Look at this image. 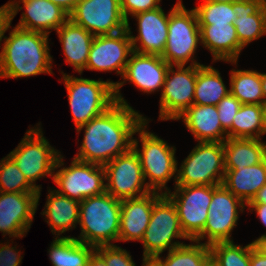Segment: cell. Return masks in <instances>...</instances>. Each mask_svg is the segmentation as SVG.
<instances>
[{"mask_svg": "<svg viewBox=\"0 0 266 266\" xmlns=\"http://www.w3.org/2000/svg\"><path fill=\"white\" fill-rule=\"evenodd\" d=\"M161 193L121 200L120 229L118 241H141L150 222L155 201Z\"/></svg>", "mask_w": 266, "mask_h": 266, "instance_id": "21", "label": "cell"}, {"mask_svg": "<svg viewBox=\"0 0 266 266\" xmlns=\"http://www.w3.org/2000/svg\"><path fill=\"white\" fill-rule=\"evenodd\" d=\"M165 193L174 203L184 234L194 240L204 229L212 199V185L175 186Z\"/></svg>", "mask_w": 266, "mask_h": 266, "instance_id": "13", "label": "cell"}, {"mask_svg": "<svg viewBox=\"0 0 266 266\" xmlns=\"http://www.w3.org/2000/svg\"><path fill=\"white\" fill-rule=\"evenodd\" d=\"M173 68L169 66L161 90L159 120H177L193 105L198 65H177L176 71Z\"/></svg>", "mask_w": 266, "mask_h": 266, "instance_id": "14", "label": "cell"}, {"mask_svg": "<svg viewBox=\"0 0 266 266\" xmlns=\"http://www.w3.org/2000/svg\"><path fill=\"white\" fill-rule=\"evenodd\" d=\"M133 52L128 30L111 35L95 36L89 51L86 69L116 71L123 76L129 55Z\"/></svg>", "mask_w": 266, "mask_h": 266, "instance_id": "17", "label": "cell"}, {"mask_svg": "<svg viewBox=\"0 0 266 266\" xmlns=\"http://www.w3.org/2000/svg\"><path fill=\"white\" fill-rule=\"evenodd\" d=\"M211 2H216V3H233L241 0H209Z\"/></svg>", "mask_w": 266, "mask_h": 266, "instance_id": "50", "label": "cell"}, {"mask_svg": "<svg viewBox=\"0 0 266 266\" xmlns=\"http://www.w3.org/2000/svg\"><path fill=\"white\" fill-rule=\"evenodd\" d=\"M201 43L200 27L194 9L186 10L181 0L169 12L168 36L162 58L173 66L203 65L194 61V53Z\"/></svg>", "mask_w": 266, "mask_h": 266, "instance_id": "7", "label": "cell"}, {"mask_svg": "<svg viewBox=\"0 0 266 266\" xmlns=\"http://www.w3.org/2000/svg\"><path fill=\"white\" fill-rule=\"evenodd\" d=\"M249 209L254 210L257 213L258 218L262 224L266 226V204H246Z\"/></svg>", "mask_w": 266, "mask_h": 266, "instance_id": "44", "label": "cell"}, {"mask_svg": "<svg viewBox=\"0 0 266 266\" xmlns=\"http://www.w3.org/2000/svg\"><path fill=\"white\" fill-rule=\"evenodd\" d=\"M16 246L11 247L6 243L0 245V266H19L23 256L15 249Z\"/></svg>", "mask_w": 266, "mask_h": 266, "instance_id": "40", "label": "cell"}, {"mask_svg": "<svg viewBox=\"0 0 266 266\" xmlns=\"http://www.w3.org/2000/svg\"><path fill=\"white\" fill-rule=\"evenodd\" d=\"M263 105L242 104L232 122V138L261 139Z\"/></svg>", "mask_w": 266, "mask_h": 266, "instance_id": "33", "label": "cell"}, {"mask_svg": "<svg viewBox=\"0 0 266 266\" xmlns=\"http://www.w3.org/2000/svg\"><path fill=\"white\" fill-rule=\"evenodd\" d=\"M52 178L60 188L54 189L58 194L78 202L106 192L105 169L101 165L73 158L71 166L57 170Z\"/></svg>", "mask_w": 266, "mask_h": 266, "instance_id": "12", "label": "cell"}, {"mask_svg": "<svg viewBox=\"0 0 266 266\" xmlns=\"http://www.w3.org/2000/svg\"><path fill=\"white\" fill-rule=\"evenodd\" d=\"M51 190H48L49 194L42 215L48 219L46 222L51 232L58 237L73 227L76 228L75 224L79 223L80 202L60 195L54 189Z\"/></svg>", "mask_w": 266, "mask_h": 266, "instance_id": "27", "label": "cell"}, {"mask_svg": "<svg viewBox=\"0 0 266 266\" xmlns=\"http://www.w3.org/2000/svg\"><path fill=\"white\" fill-rule=\"evenodd\" d=\"M147 118L136 129L142 143V150L138 148V140L132 142V148L139 157L145 181L149 178L148 188L151 192L161 191V194L168 193L170 190L166 183L173 177L176 180L177 160L175 158V147L168 145L166 141L159 138L154 133L146 129ZM167 190L162 192V189Z\"/></svg>", "mask_w": 266, "mask_h": 266, "instance_id": "4", "label": "cell"}, {"mask_svg": "<svg viewBox=\"0 0 266 266\" xmlns=\"http://www.w3.org/2000/svg\"><path fill=\"white\" fill-rule=\"evenodd\" d=\"M223 147L225 169L254 166L266 158V143L261 139L227 138Z\"/></svg>", "mask_w": 266, "mask_h": 266, "instance_id": "28", "label": "cell"}, {"mask_svg": "<svg viewBox=\"0 0 266 266\" xmlns=\"http://www.w3.org/2000/svg\"><path fill=\"white\" fill-rule=\"evenodd\" d=\"M224 173L223 142H199L177 169L175 186L221 185Z\"/></svg>", "mask_w": 266, "mask_h": 266, "instance_id": "9", "label": "cell"}, {"mask_svg": "<svg viewBox=\"0 0 266 266\" xmlns=\"http://www.w3.org/2000/svg\"><path fill=\"white\" fill-rule=\"evenodd\" d=\"M145 120L131 106L115 102L109 109L77 128H85L79 153L73 158L104 166L132 148L133 135Z\"/></svg>", "mask_w": 266, "mask_h": 266, "instance_id": "1", "label": "cell"}, {"mask_svg": "<svg viewBox=\"0 0 266 266\" xmlns=\"http://www.w3.org/2000/svg\"><path fill=\"white\" fill-rule=\"evenodd\" d=\"M120 214L121 200L107 192L85 198L79 209L81 233L75 239L93 247L112 245L119 238Z\"/></svg>", "mask_w": 266, "mask_h": 266, "instance_id": "3", "label": "cell"}, {"mask_svg": "<svg viewBox=\"0 0 266 266\" xmlns=\"http://www.w3.org/2000/svg\"><path fill=\"white\" fill-rule=\"evenodd\" d=\"M9 22H10L9 10L8 6L5 4L0 7V43L1 41H3L2 40L3 33Z\"/></svg>", "mask_w": 266, "mask_h": 266, "instance_id": "42", "label": "cell"}, {"mask_svg": "<svg viewBox=\"0 0 266 266\" xmlns=\"http://www.w3.org/2000/svg\"><path fill=\"white\" fill-rule=\"evenodd\" d=\"M201 43L213 55L214 61L237 63L244 48L237 38L234 24L199 25Z\"/></svg>", "mask_w": 266, "mask_h": 266, "instance_id": "23", "label": "cell"}, {"mask_svg": "<svg viewBox=\"0 0 266 266\" xmlns=\"http://www.w3.org/2000/svg\"><path fill=\"white\" fill-rule=\"evenodd\" d=\"M70 14L80 0H50Z\"/></svg>", "mask_w": 266, "mask_h": 266, "instance_id": "43", "label": "cell"}, {"mask_svg": "<svg viewBox=\"0 0 266 266\" xmlns=\"http://www.w3.org/2000/svg\"><path fill=\"white\" fill-rule=\"evenodd\" d=\"M38 192H0V231L9 237H23L37 209Z\"/></svg>", "mask_w": 266, "mask_h": 266, "instance_id": "19", "label": "cell"}, {"mask_svg": "<svg viewBox=\"0 0 266 266\" xmlns=\"http://www.w3.org/2000/svg\"><path fill=\"white\" fill-rule=\"evenodd\" d=\"M0 192H38V189L27 180L15 161L7 155L0 160Z\"/></svg>", "mask_w": 266, "mask_h": 266, "instance_id": "35", "label": "cell"}, {"mask_svg": "<svg viewBox=\"0 0 266 266\" xmlns=\"http://www.w3.org/2000/svg\"><path fill=\"white\" fill-rule=\"evenodd\" d=\"M56 32L60 43H62L66 57L65 62L72 65L79 74H82L83 70L86 69L90 47L95 36L70 19Z\"/></svg>", "mask_w": 266, "mask_h": 266, "instance_id": "25", "label": "cell"}, {"mask_svg": "<svg viewBox=\"0 0 266 266\" xmlns=\"http://www.w3.org/2000/svg\"><path fill=\"white\" fill-rule=\"evenodd\" d=\"M142 266H157L152 260H147L143 258V265Z\"/></svg>", "mask_w": 266, "mask_h": 266, "instance_id": "51", "label": "cell"}, {"mask_svg": "<svg viewBox=\"0 0 266 266\" xmlns=\"http://www.w3.org/2000/svg\"><path fill=\"white\" fill-rule=\"evenodd\" d=\"M59 153L43 137L42 129L35 127L28 130L18 146L8 154L27 180L38 189L37 205L42 188L35 181L43 176H53L55 169L64 165L63 156Z\"/></svg>", "mask_w": 266, "mask_h": 266, "instance_id": "5", "label": "cell"}, {"mask_svg": "<svg viewBox=\"0 0 266 266\" xmlns=\"http://www.w3.org/2000/svg\"><path fill=\"white\" fill-rule=\"evenodd\" d=\"M138 21V36L132 35L129 23L127 30L134 52L162 56L167 42L169 14L166 16L161 6L157 9L133 15ZM140 42L141 46L137 45Z\"/></svg>", "mask_w": 266, "mask_h": 266, "instance_id": "20", "label": "cell"}, {"mask_svg": "<svg viewBox=\"0 0 266 266\" xmlns=\"http://www.w3.org/2000/svg\"><path fill=\"white\" fill-rule=\"evenodd\" d=\"M86 266H107L105 260L94 251L89 257Z\"/></svg>", "mask_w": 266, "mask_h": 266, "instance_id": "46", "label": "cell"}, {"mask_svg": "<svg viewBox=\"0 0 266 266\" xmlns=\"http://www.w3.org/2000/svg\"><path fill=\"white\" fill-rule=\"evenodd\" d=\"M76 129L104 113L116 101L113 81L73 77L63 73Z\"/></svg>", "mask_w": 266, "mask_h": 266, "instance_id": "6", "label": "cell"}, {"mask_svg": "<svg viewBox=\"0 0 266 266\" xmlns=\"http://www.w3.org/2000/svg\"><path fill=\"white\" fill-rule=\"evenodd\" d=\"M173 238L190 240L181 228L174 203L166 194H162L154 203L150 222L141 240L143 258L152 260L166 249L169 252L183 245V242H172Z\"/></svg>", "mask_w": 266, "mask_h": 266, "instance_id": "8", "label": "cell"}, {"mask_svg": "<svg viewBox=\"0 0 266 266\" xmlns=\"http://www.w3.org/2000/svg\"><path fill=\"white\" fill-rule=\"evenodd\" d=\"M250 266H266V255L255 247L254 242L251 243Z\"/></svg>", "mask_w": 266, "mask_h": 266, "instance_id": "41", "label": "cell"}, {"mask_svg": "<svg viewBox=\"0 0 266 266\" xmlns=\"http://www.w3.org/2000/svg\"><path fill=\"white\" fill-rule=\"evenodd\" d=\"M229 93L218 70L198 65L193 104L216 106Z\"/></svg>", "mask_w": 266, "mask_h": 266, "instance_id": "30", "label": "cell"}, {"mask_svg": "<svg viewBox=\"0 0 266 266\" xmlns=\"http://www.w3.org/2000/svg\"><path fill=\"white\" fill-rule=\"evenodd\" d=\"M233 11L237 15L233 24L243 47L266 34V0L233 2Z\"/></svg>", "mask_w": 266, "mask_h": 266, "instance_id": "24", "label": "cell"}, {"mask_svg": "<svg viewBox=\"0 0 266 266\" xmlns=\"http://www.w3.org/2000/svg\"><path fill=\"white\" fill-rule=\"evenodd\" d=\"M95 251L107 266H136L129 252L114 244L95 247Z\"/></svg>", "mask_w": 266, "mask_h": 266, "instance_id": "38", "label": "cell"}, {"mask_svg": "<svg viewBox=\"0 0 266 266\" xmlns=\"http://www.w3.org/2000/svg\"><path fill=\"white\" fill-rule=\"evenodd\" d=\"M202 1L201 5L194 8L199 25L233 24L237 18L233 11V3Z\"/></svg>", "mask_w": 266, "mask_h": 266, "instance_id": "36", "label": "cell"}, {"mask_svg": "<svg viewBox=\"0 0 266 266\" xmlns=\"http://www.w3.org/2000/svg\"><path fill=\"white\" fill-rule=\"evenodd\" d=\"M263 94V105L266 104V73H260Z\"/></svg>", "mask_w": 266, "mask_h": 266, "instance_id": "48", "label": "cell"}, {"mask_svg": "<svg viewBox=\"0 0 266 266\" xmlns=\"http://www.w3.org/2000/svg\"><path fill=\"white\" fill-rule=\"evenodd\" d=\"M242 103L231 93L222 98L216 105L222 129L227 138H232V122Z\"/></svg>", "mask_w": 266, "mask_h": 266, "instance_id": "37", "label": "cell"}, {"mask_svg": "<svg viewBox=\"0 0 266 266\" xmlns=\"http://www.w3.org/2000/svg\"><path fill=\"white\" fill-rule=\"evenodd\" d=\"M247 204H266V184L263 185Z\"/></svg>", "mask_w": 266, "mask_h": 266, "instance_id": "45", "label": "cell"}, {"mask_svg": "<svg viewBox=\"0 0 266 266\" xmlns=\"http://www.w3.org/2000/svg\"><path fill=\"white\" fill-rule=\"evenodd\" d=\"M246 204L221 185H212V199L208 208V218L203 231L193 240L207 238L206 245L217 242H231V232L237 226L239 212ZM239 206V207H238ZM207 236V237H206Z\"/></svg>", "mask_w": 266, "mask_h": 266, "instance_id": "10", "label": "cell"}, {"mask_svg": "<svg viewBox=\"0 0 266 266\" xmlns=\"http://www.w3.org/2000/svg\"><path fill=\"white\" fill-rule=\"evenodd\" d=\"M213 266H250L251 243L246 246L217 242L209 246Z\"/></svg>", "mask_w": 266, "mask_h": 266, "instance_id": "34", "label": "cell"}, {"mask_svg": "<svg viewBox=\"0 0 266 266\" xmlns=\"http://www.w3.org/2000/svg\"><path fill=\"white\" fill-rule=\"evenodd\" d=\"M266 184V158L257 165L225 169L222 185L245 204Z\"/></svg>", "mask_w": 266, "mask_h": 266, "instance_id": "26", "label": "cell"}, {"mask_svg": "<svg viewBox=\"0 0 266 266\" xmlns=\"http://www.w3.org/2000/svg\"><path fill=\"white\" fill-rule=\"evenodd\" d=\"M266 134V104L263 105V135Z\"/></svg>", "mask_w": 266, "mask_h": 266, "instance_id": "49", "label": "cell"}, {"mask_svg": "<svg viewBox=\"0 0 266 266\" xmlns=\"http://www.w3.org/2000/svg\"><path fill=\"white\" fill-rule=\"evenodd\" d=\"M230 93L242 104L263 105L260 73L255 70H232Z\"/></svg>", "mask_w": 266, "mask_h": 266, "instance_id": "32", "label": "cell"}, {"mask_svg": "<svg viewBox=\"0 0 266 266\" xmlns=\"http://www.w3.org/2000/svg\"><path fill=\"white\" fill-rule=\"evenodd\" d=\"M254 242L255 247L266 255V234L257 238Z\"/></svg>", "mask_w": 266, "mask_h": 266, "instance_id": "47", "label": "cell"}, {"mask_svg": "<svg viewBox=\"0 0 266 266\" xmlns=\"http://www.w3.org/2000/svg\"><path fill=\"white\" fill-rule=\"evenodd\" d=\"M49 259L53 266H86L95 247L81 243L75 237H56L51 243Z\"/></svg>", "mask_w": 266, "mask_h": 266, "instance_id": "29", "label": "cell"}, {"mask_svg": "<svg viewBox=\"0 0 266 266\" xmlns=\"http://www.w3.org/2000/svg\"><path fill=\"white\" fill-rule=\"evenodd\" d=\"M19 3H23L26 12L22 13L16 27L25 30L49 35L51 31L48 30H58L69 19V14L50 0H19L18 2L14 0V2L6 3L10 21L19 10H22L23 7H20Z\"/></svg>", "mask_w": 266, "mask_h": 266, "instance_id": "18", "label": "cell"}, {"mask_svg": "<svg viewBox=\"0 0 266 266\" xmlns=\"http://www.w3.org/2000/svg\"><path fill=\"white\" fill-rule=\"evenodd\" d=\"M217 107L193 104L177 120L183 119L187 129L198 142H224L227 133L222 129Z\"/></svg>", "mask_w": 266, "mask_h": 266, "instance_id": "22", "label": "cell"}, {"mask_svg": "<svg viewBox=\"0 0 266 266\" xmlns=\"http://www.w3.org/2000/svg\"><path fill=\"white\" fill-rule=\"evenodd\" d=\"M196 244H183L168 252L166 258L157 256L152 261L157 266H209L211 264L210 247L205 243L191 240Z\"/></svg>", "mask_w": 266, "mask_h": 266, "instance_id": "31", "label": "cell"}, {"mask_svg": "<svg viewBox=\"0 0 266 266\" xmlns=\"http://www.w3.org/2000/svg\"><path fill=\"white\" fill-rule=\"evenodd\" d=\"M10 26L11 21L2 37L5 41L0 52V78L17 79L42 73L52 74L48 35L15 26L9 37H5Z\"/></svg>", "mask_w": 266, "mask_h": 266, "instance_id": "2", "label": "cell"}, {"mask_svg": "<svg viewBox=\"0 0 266 266\" xmlns=\"http://www.w3.org/2000/svg\"><path fill=\"white\" fill-rule=\"evenodd\" d=\"M69 19L94 36L116 34L127 29L120 0H80Z\"/></svg>", "mask_w": 266, "mask_h": 266, "instance_id": "15", "label": "cell"}, {"mask_svg": "<svg viewBox=\"0 0 266 266\" xmlns=\"http://www.w3.org/2000/svg\"><path fill=\"white\" fill-rule=\"evenodd\" d=\"M169 64L159 55L132 52L127 62L123 82H115V101L130 106L119 93L120 88L128 80L142 92L151 93L163 89Z\"/></svg>", "mask_w": 266, "mask_h": 266, "instance_id": "16", "label": "cell"}, {"mask_svg": "<svg viewBox=\"0 0 266 266\" xmlns=\"http://www.w3.org/2000/svg\"><path fill=\"white\" fill-rule=\"evenodd\" d=\"M103 167L107 180L106 192L113 197L119 200L139 198L151 192L148 182L145 181L139 157L133 148Z\"/></svg>", "mask_w": 266, "mask_h": 266, "instance_id": "11", "label": "cell"}, {"mask_svg": "<svg viewBox=\"0 0 266 266\" xmlns=\"http://www.w3.org/2000/svg\"><path fill=\"white\" fill-rule=\"evenodd\" d=\"M161 0H120V8L123 17L129 23L128 15H135L139 12L150 11L160 7Z\"/></svg>", "mask_w": 266, "mask_h": 266, "instance_id": "39", "label": "cell"}]
</instances>
